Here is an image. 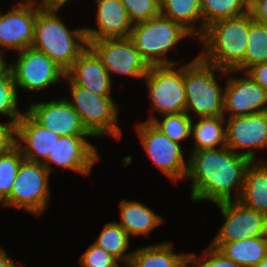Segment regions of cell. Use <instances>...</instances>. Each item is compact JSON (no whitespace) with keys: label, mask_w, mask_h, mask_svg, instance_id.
<instances>
[{"label":"cell","mask_w":267,"mask_h":267,"mask_svg":"<svg viewBox=\"0 0 267 267\" xmlns=\"http://www.w3.org/2000/svg\"><path fill=\"white\" fill-rule=\"evenodd\" d=\"M250 163L248 158L234 153L227 146L192 151L185 177L193 181L191 200H208L213 204L231 201L235 188L238 192L233 200H238Z\"/></svg>","instance_id":"1"},{"label":"cell","mask_w":267,"mask_h":267,"mask_svg":"<svg viewBox=\"0 0 267 267\" xmlns=\"http://www.w3.org/2000/svg\"><path fill=\"white\" fill-rule=\"evenodd\" d=\"M253 20L249 11L211 23L198 39L203 45L199 56L220 69L236 70L245 59L250 23Z\"/></svg>","instance_id":"2"},{"label":"cell","mask_w":267,"mask_h":267,"mask_svg":"<svg viewBox=\"0 0 267 267\" xmlns=\"http://www.w3.org/2000/svg\"><path fill=\"white\" fill-rule=\"evenodd\" d=\"M57 10L37 12L32 48L45 53L65 72L88 47L85 27L69 30Z\"/></svg>","instance_id":"3"},{"label":"cell","mask_w":267,"mask_h":267,"mask_svg":"<svg viewBox=\"0 0 267 267\" xmlns=\"http://www.w3.org/2000/svg\"><path fill=\"white\" fill-rule=\"evenodd\" d=\"M215 72L221 77L228 76L227 70L207 63L200 56L184 65L185 112L191 118L192 112L198 118L224 115L225 89L219 85Z\"/></svg>","instance_id":"4"},{"label":"cell","mask_w":267,"mask_h":267,"mask_svg":"<svg viewBox=\"0 0 267 267\" xmlns=\"http://www.w3.org/2000/svg\"><path fill=\"white\" fill-rule=\"evenodd\" d=\"M193 35L181 24L158 15L147 21L133 24L130 39L149 66L177 65V61L166 59L167 52L185 37Z\"/></svg>","instance_id":"5"},{"label":"cell","mask_w":267,"mask_h":267,"mask_svg":"<svg viewBox=\"0 0 267 267\" xmlns=\"http://www.w3.org/2000/svg\"><path fill=\"white\" fill-rule=\"evenodd\" d=\"M65 80L70 88L71 99L68 101L92 137L109 135L120 139L122 130L117 121L119 109L112 97L96 95L75 84L66 75Z\"/></svg>","instance_id":"6"},{"label":"cell","mask_w":267,"mask_h":267,"mask_svg":"<svg viewBox=\"0 0 267 267\" xmlns=\"http://www.w3.org/2000/svg\"><path fill=\"white\" fill-rule=\"evenodd\" d=\"M49 177L50 173L43 163L23 159L4 206L20 208L39 216L50 200Z\"/></svg>","instance_id":"7"},{"label":"cell","mask_w":267,"mask_h":267,"mask_svg":"<svg viewBox=\"0 0 267 267\" xmlns=\"http://www.w3.org/2000/svg\"><path fill=\"white\" fill-rule=\"evenodd\" d=\"M176 66H150L143 78L147 82L151 100L152 108L149 111H157L161 115L185 112L184 65L179 66V69Z\"/></svg>","instance_id":"8"},{"label":"cell","mask_w":267,"mask_h":267,"mask_svg":"<svg viewBox=\"0 0 267 267\" xmlns=\"http://www.w3.org/2000/svg\"><path fill=\"white\" fill-rule=\"evenodd\" d=\"M18 53L15 62L8 64L17 89L35 92L64 80L66 72L45 53L32 47Z\"/></svg>","instance_id":"9"},{"label":"cell","mask_w":267,"mask_h":267,"mask_svg":"<svg viewBox=\"0 0 267 267\" xmlns=\"http://www.w3.org/2000/svg\"><path fill=\"white\" fill-rule=\"evenodd\" d=\"M136 129L144 151L156 167L174 182L185 179L188 161L184 159L181 144L172 141L151 122L142 121Z\"/></svg>","instance_id":"10"},{"label":"cell","mask_w":267,"mask_h":267,"mask_svg":"<svg viewBox=\"0 0 267 267\" xmlns=\"http://www.w3.org/2000/svg\"><path fill=\"white\" fill-rule=\"evenodd\" d=\"M224 217V225L212 242H235L246 238L267 236V216L244 206L238 200L215 204Z\"/></svg>","instance_id":"11"},{"label":"cell","mask_w":267,"mask_h":267,"mask_svg":"<svg viewBox=\"0 0 267 267\" xmlns=\"http://www.w3.org/2000/svg\"><path fill=\"white\" fill-rule=\"evenodd\" d=\"M101 58L112 80V73L141 78L150 66L142 58L130 37L108 38L94 41L89 45Z\"/></svg>","instance_id":"12"},{"label":"cell","mask_w":267,"mask_h":267,"mask_svg":"<svg viewBox=\"0 0 267 267\" xmlns=\"http://www.w3.org/2000/svg\"><path fill=\"white\" fill-rule=\"evenodd\" d=\"M225 120H227V147L234 153L255 162L257 158L255 149L263 150L267 148V111L248 116L228 117Z\"/></svg>","instance_id":"13"},{"label":"cell","mask_w":267,"mask_h":267,"mask_svg":"<svg viewBox=\"0 0 267 267\" xmlns=\"http://www.w3.org/2000/svg\"><path fill=\"white\" fill-rule=\"evenodd\" d=\"M40 9L34 0H23L0 15V53L8 49L17 52L30 48L34 40L35 22Z\"/></svg>","instance_id":"14"},{"label":"cell","mask_w":267,"mask_h":267,"mask_svg":"<svg viewBox=\"0 0 267 267\" xmlns=\"http://www.w3.org/2000/svg\"><path fill=\"white\" fill-rule=\"evenodd\" d=\"M235 70L227 71L229 78L224 96V117L248 116L267 111V91L245 72L244 77H232ZM246 76V77H245Z\"/></svg>","instance_id":"15"},{"label":"cell","mask_w":267,"mask_h":267,"mask_svg":"<svg viewBox=\"0 0 267 267\" xmlns=\"http://www.w3.org/2000/svg\"><path fill=\"white\" fill-rule=\"evenodd\" d=\"M26 112L42 127L59 136H92L82 125L68 98L32 103Z\"/></svg>","instance_id":"16"},{"label":"cell","mask_w":267,"mask_h":267,"mask_svg":"<svg viewBox=\"0 0 267 267\" xmlns=\"http://www.w3.org/2000/svg\"><path fill=\"white\" fill-rule=\"evenodd\" d=\"M87 137L90 136H60L43 163L49 173L54 172V168L50 166V163H54L83 175L89 174L94 163L99 160V155L97 148L88 142Z\"/></svg>","instance_id":"17"},{"label":"cell","mask_w":267,"mask_h":267,"mask_svg":"<svg viewBox=\"0 0 267 267\" xmlns=\"http://www.w3.org/2000/svg\"><path fill=\"white\" fill-rule=\"evenodd\" d=\"M59 137L39 125L26 111L16 123V146L24 159L30 161L44 163Z\"/></svg>","instance_id":"18"},{"label":"cell","mask_w":267,"mask_h":267,"mask_svg":"<svg viewBox=\"0 0 267 267\" xmlns=\"http://www.w3.org/2000/svg\"><path fill=\"white\" fill-rule=\"evenodd\" d=\"M97 2V29L85 27L88 46L108 38L130 37L133 23L121 0H95Z\"/></svg>","instance_id":"19"},{"label":"cell","mask_w":267,"mask_h":267,"mask_svg":"<svg viewBox=\"0 0 267 267\" xmlns=\"http://www.w3.org/2000/svg\"><path fill=\"white\" fill-rule=\"evenodd\" d=\"M75 84L99 96H111L112 80L101 58L88 46L66 71Z\"/></svg>","instance_id":"20"},{"label":"cell","mask_w":267,"mask_h":267,"mask_svg":"<svg viewBox=\"0 0 267 267\" xmlns=\"http://www.w3.org/2000/svg\"><path fill=\"white\" fill-rule=\"evenodd\" d=\"M120 221L117 223L132 236L148 237L150 232L164 223L162 216L147 207L141 201L123 199L119 203Z\"/></svg>","instance_id":"21"},{"label":"cell","mask_w":267,"mask_h":267,"mask_svg":"<svg viewBox=\"0 0 267 267\" xmlns=\"http://www.w3.org/2000/svg\"><path fill=\"white\" fill-rule=\"evenodd\" d=\"M238 201L267 216V161L257 158L247 166Z\"/></svg>","instance_id":"22"},{"label":"cell","mask_w":267,"mask_h":267,"mask_svg":"<svg viewBox=\"0 0 267 267\" xmlns=\"http://www.w3.org/2000/svg\"><path fill=\"white\" fill-rule=\"evenodd\" d=\"M210 245L241 267H256L267 257V236L235 242H211Z\"/></svg>","instance_id":"23"},{"label":"cell","mask_w":267,"mask_h":267,"mask_svg":"<svg viewBox=\"0 0 267 267\" xmlns=\"http://www.w3.org/2000/svg\"><path fill=\"white\" fill-rule=\"evenodd\" d=\"M169 242L158 243L134 250L130 267H185L187 254L173 252Z\"/></svg>","instance_id":"24"},{"label":"cell","mask_w":267,"mask_h":267,"mask_svg":"<svg viewBox=\"0 0 267 267\" xmlns=\"http://www.w3.org/2000/svg\"><path fill=\"white\" fill-rule=\"evenodd\" d=\"M160 14L181 24L197 41L202 36L201 0H161Z\"/></svg>","instance_id":"25"},{"label":"cell","mask_w":267,"mask_h":267,"mask_svg":"<svg viewBox=\"0 0 267 267\" xmlns=\"http://www.w3.org/2000/svg\"><path fill=\"white\" fill-rule=\"evenodd\" d=\"M199 121L191 122L190 136L194 138L192 151L227 146L226 120L223 115L214 117H199Z\"/></svg>","instance_id":"26"},{"label":"cell","mask_w":267,"mask_h":267,"mask_svg":"<svg viewBox=\"0 0 267 267\" xmlns=\"http://www.w3.org/2000/svg\"><path fill=\"white\" fill-rule=\"evenodd\" d=\"M250 11V0H201L202 35L211 23Z\"/></svg>","instance_id":"27"},{"label":"cell","mask_w":267,"mask_h":267,"mask_svg":"<svg viewBox=\"0 0 267 267\" xmlns=\"http://www.w3.org/2000/svg\"><path fill=\"white\" fill-rule=\"evenodd\" d=\"M94 243L114 256L121 264L129 263L133 254V251L125 254L130 244V237L116 221L106 223Z\"/></svg>","instance_id":"28"},{"label":"cell","mask_w":267,"mask_h":267,"mask_svg":"<svg viewBox=\"0 0 267 267\" xmlns=\"http://www.w3.org/2000/svg\"><path fill=\"white\" fill-rule=\"evenodd\" d=\"M245 59L235 70L245 72L249 67L267 61V25L253 20L250 23Z\"/></svg>","instance_id":"29"},{"label":"cell","mask_w":267,"mask_h":267,"mask_svg":"<svg viewBox=\"0 0 267 267\" xmlns=\"http://www.w3.org/2000/svg\"><path fill=\"white\" fill-rule=\"evenodd\" d=\"M192 119L186 112H181L165 114L161 121L151 114L147 122H151L172 141L180 144L190 137Z\"/></svg>","instance_id":"30"},{"label":"cell","mask_w":267,"mask_h":267,"mask_svg":"<svg viewBox=\"0 0 267 267\" xmlns=\"http://www.w3.org/2000/svg\"><path fill=\"white\" fill-rule=\"evenodd\" d=\"M18 91L11 71L7 68L0 75V114L8 116L11 122L17 123L24 115L18 108Z\"/></svg>","instance_id":"31"},{"label":"cell","mask_w":267,"mask_h":267,"mask_svg":"<svg viewBox=\"0 0 267 267\" xmlns=\"http://www.w3.org/2000/svg\"><path fill=\"white\" fill-rule=\"evenodd\" d=\"M24 157L17 146L0 155V197L4 201L11 193L12 186Z\"/></svg>","instance_id":"32"},{"label":"cell","mask_w":267,"mask_h":267,"mask_svg":"<svg viewBox=\"0 0 267 267\" xmlns=\"http://www.w3.org/2000/svg\"><path fill=\"white\" fill-rule=\"evenodd\" d=\"M133 24L160 15V0H121Z\"/></svg>","instance_id":"33"},{"label":"cell","mask_w":267,"mask_h":267,"mask_svg":"<svg viewBox=\"0 0 267 267\" xmlns=\"http://www.w3.org/2000/svg\"><path fill=\"white\" fill-rule=\"evenodd\" d=\"M205 255L197 258V254H187L188 267H241L227 258L221 251L209 245ZM199 259V260H198Z\"/></svg>","instance_id":"34"},{"label":"cell","mask_w":267,"mask_h":267,"mask_svg":"<svg viewBox=\"0 0 267 267\" xmlns=\"http://www.w3.org/2000/svg\"><path fill=\"white\" fill-rule=\"evenodd\" d=\"M118 262L114 256L95 243L91 244L79 258L81 267H114Z\"/></svg>","instance_id":"35"},{"label":"cell","mask_w":267,"mask_h":267,"mask_svg":"<svg viewBox=\"0 0 267 267\" xmlns=\"http://www.w3.org/2000/svg\"><path fill=\"white\" fill-rule=\"evenodd\" d=\"M16 146V123L0 122V155Z\"/></svg>","instance_id":"36"},{"label":"cell","mask_w":267,"mask_h":267,"mask_svg":"<svg viewBox=\"0 0 267 267\" xmlns=\"http://www.w3.org/2000/svg\"><path fill=\"white\" fill-rule=\"evenodd\" d=\"M245 73L267 91V61L249 67Z\"/></svg>","instance_id":"37"},{"label":"cell","mask_w":267,"mask_h":267,"mask_svg":"<svg viewBox=\"0 0 267 267\" xmlns=\"http://www.w3.org/2000/svg\"><path fill=\"white\" fill-rule=\"evenodd\" d=\"M250 12L254 20L267 25V0H250Z\"/></svg>","instance_id":"38"},{"label":"cell","mask_w":267,"mask_h":267,"mask_svg":"<svg viewBox=\"0 0 267 267\" xmlns=\"http://www.w3.org/2000/svg\"><path fill=\"white\" fill-rule=\"evenodd\" d=\"M37 4L39 1V7L41 9H45V10H60V8H62V6L67 3L70 2L69 0H34Z\"/></svg>","instance_id":"39"},{"label":"cell","mask_w":267,"mask_h":267,"mask_svg":"<svg viewBox=\"0 0 267 267\" xmlns=\"http://www.w3.org/2000/svg\"><path fill=\"white\" fill-rule=\"evenodd\" d=\"M0 267H24L22 264L16 265L15 262L0 248Z\"/></svg>","instance_id":"40"},{"label":"cell","mask_w":267,"mask_h":267,"mask_svg":"<svg viewBox=\"0 0 267 267\" xmlns=\"http://www.w3.org/2000/svg\"><path fill=\"white\" fill-rule=\"evenodd\" d=\"M8 68V63L6 62V57L4 54L0 53V75Z\"/></svg>","instance_id":"41"},{"label":"cell","mask_w":267,"mask_h":267,"mask_svg":"<svg viewBox=\"0 0 267 267\" xmlns=\"http://www.w3.org/2000/svg\"><path fill=\"white\" fill-rule=\"evenodd\" d=\"M256 267H267V257L263 259Z\"/></svg>","instance_id":"42"},{"label":"cell","mask_w":267,"mask_h":267,"mask_svg":"<svg viewBox=\"0 0 267 267\" xmlns=\"http://www.w3.org/2000/svg\"><path fill=\"white\" fill-rule=\"evenodd\" d=\"M125 265L124 266H120L119 263L114 266V267H130L129 263H124Z\"/></svg>","instance_id":"43"},{"label":"cell","mask_w":267,"mask_h":267,"mask_svg":"<svg viewBox=\"0 0 267 267\" xmlns=\"http://www.w3.org/2000/svg\"><path fill=\"white\" fill-rule=\"evenodd\" d=\"M0 203H1L2 206H4V201L1 199V197H0Z\"/></svg>","instance_id":"44"}]
</instances>
